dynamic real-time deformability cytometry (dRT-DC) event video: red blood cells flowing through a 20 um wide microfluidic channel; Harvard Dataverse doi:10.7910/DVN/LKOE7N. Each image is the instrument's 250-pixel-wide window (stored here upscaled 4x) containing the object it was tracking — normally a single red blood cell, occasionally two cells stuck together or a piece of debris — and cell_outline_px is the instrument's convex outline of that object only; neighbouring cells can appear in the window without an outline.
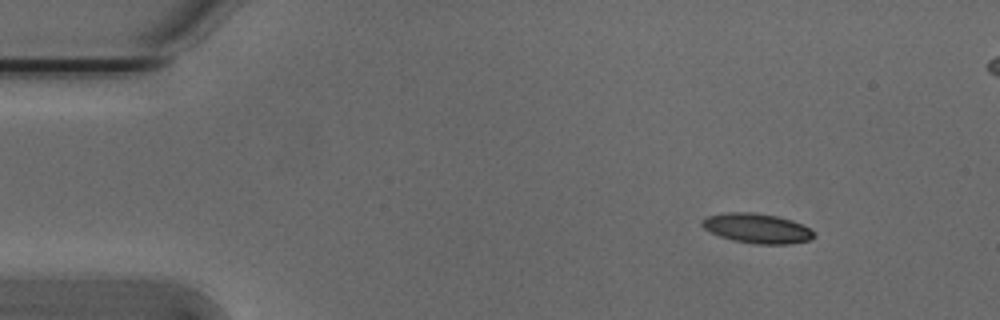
{"species": "Egyptian fruit bat (a non-hibernating species)", "species_latin": "Rousettus aegyptiacus", "temperature_condition": "cold", "stored_images_in_passage": 49, "segment_of_instrument_passage": [1, 2], "camera_frame_rate_fps": 3000, "um_per_image_px": 0.085, "animal": {"sex": "male"}, "frame": {"image": 1, "passage_image": 1, "time_ms": 0.0, "image_size_px": [1000, 320], "cell_outline_px": [[816, 236], [808, 240], [788, 244], [756, 244], [732, 240], [720, 236], [704, 228], [700, 224], [700, 220], [708, 216], [728, 212], [752, 212], [776, 216], [792, 220], [808, 228]], "centroid_in_image_um": [64.31, 19.4], "position_along_channel_um": 20.7, "area_um2": 19.19}}
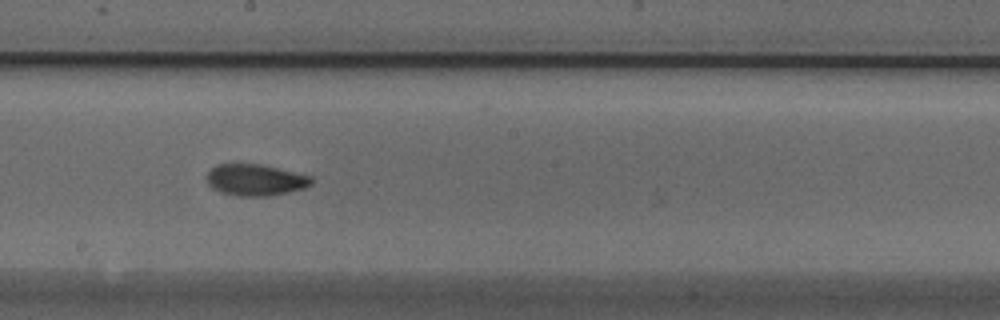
{"frame": {"image": 2, "passage_image": 24, "time_ms": 7.667, "image_size_px": [1000, 320], "cell_outline_px": [[312, 184], [304, 188], [288, 192], [268, 196], [240, 196], [220, 192], [212, 188], [208, 184], [208, 172], [216, 164], [260, 164], [312, 176]], "centroid_in_image_um": [21.71, 15.29], "position_along_channel_um": 226.5, "area_um2": 19.07}}
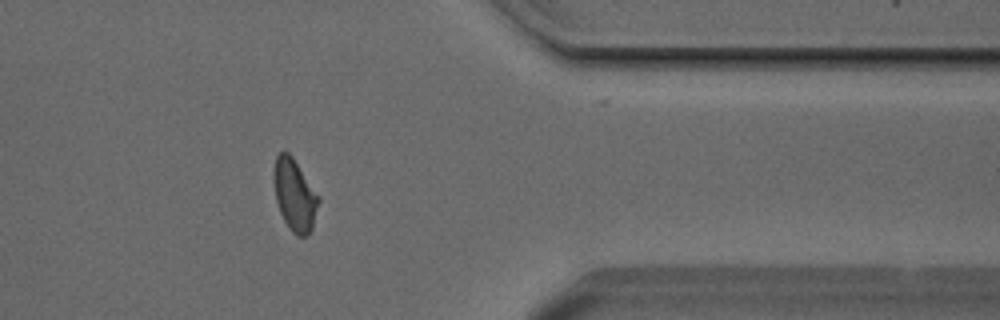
{"frame": {"image": 3, "passage_image": 38, "time_ms": 12.333, "image_size_px": [1000, 320], "cell_outline_px": [[320, 200], [312, 228], [304, 236], [296, 236], [292, 232], [284, 220], [280, 212], [276, 200], [272, 180], [272, 176], [276, 156], [280, 152], [288, 152], [292, 156], [320, 196]], "centroid_in_image_um": [25.03, 16.55], "position_along_channel_um": 386.4, "area_um2": 18.84}}